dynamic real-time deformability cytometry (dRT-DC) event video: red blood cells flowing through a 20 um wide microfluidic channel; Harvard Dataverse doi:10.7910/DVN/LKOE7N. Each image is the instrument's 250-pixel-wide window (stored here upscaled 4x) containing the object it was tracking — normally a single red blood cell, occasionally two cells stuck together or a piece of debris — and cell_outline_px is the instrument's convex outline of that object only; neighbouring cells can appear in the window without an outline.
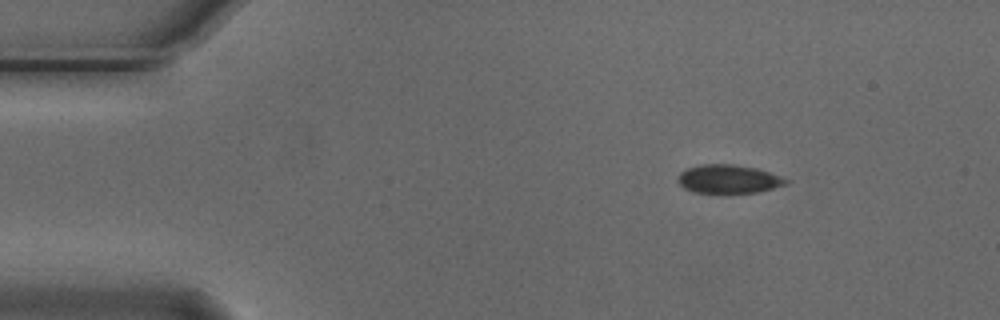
{"species": "Egyptian fruit bat (a non-hibernating species)", "species_latin": "Rousettus aegyptiacus", "temperature_condition": "cold", "stored_images_in_passage": 4, "camera_frame_rate_fps": 3000, "um_per_image_px": 0.085, "animal": {"sex": "male"}, "frame": {"image": 1, "passage_image": 1, "time_ms": 0.0, "image_size_px": [1000, 320], "cell_outline_px": [[788, 184], [760, 192], [692, 192], [684, 188], [676, 180], [680, 172], [688, 168], [700, 164], [736, 164], [756, 168], [768, 172], [788, 180]], "centroid_in_image_um": [61.9, 15.21], "position_along_channel_um": 23.1, "area_um2": 17.86}}
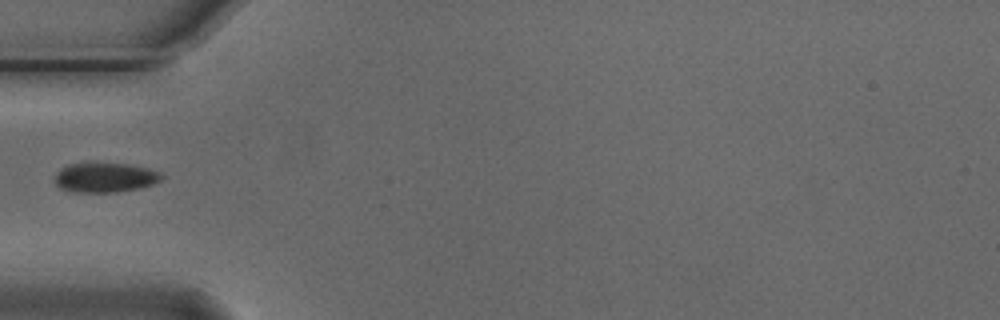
{"frame": {"image": 2, "passage_image": 4, "time_ms": 1.0, "image_size_px": [1000, 320], "cell_outline_px": [[164, 176], [160, 180], [152, 184], [140, 188], [116, 192], [72, 192], [60, 188], [56, 184], [56, 172], [60, 168], [68, 164], [84, 160], [92, 160], [128, 164], [148, 168], [160, 172]], "centroid_in_image_um": [8.88, 15.03], "position_along_channel_um": 76.1, "area_um2": 19.25}}